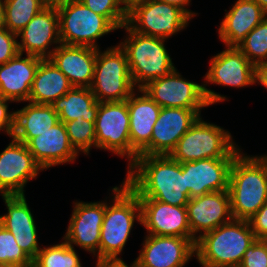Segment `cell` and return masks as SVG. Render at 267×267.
<instances>
[{"instance_id": "cell-1", "label": "cell", "mask_w": 267, "mask_h": 267, "mask_svg": "<svg viewBox=\"0 0 267 267\" xmlns=\"http://www.w3.org/2000/svg\"><path fill=\"white\" fill-rule=\"evenodd\" d=\"M127 169L125 183L139 199L173 206H186L189 202L185 171L169 155L138 156Z\"/></svg>"}, {"instance_id": "cell-2", "label": "cell", "mask_w": 267, "mask_h": 267, "mask_svg": "<svg viewBox=\"0 0 267 267\" xmlns=\"http://www.w3.org/2000/svg\"><path fill=\"white\" fill-rule=\"evenodd\" d=\"M228 191L233 219L249 220L267 201V155L240 152L231 164Z\"/></svg>"}, {"instance_id": "cell-3", "label": "cell", "mask_w": 267, "mask_h": 267, "mask_svg": "<svg viewBox=\"0 0 267 267\" xmlns=\"http://www.w3.org/2000/svg\"><path fill=\"white\" fill-rule=\"evenodd\" d=\"M255 240L249 220L232 219L196 240L195 258L201 267H238Z\"/></svg>"}, {"instance_id": "cell-4", "label": "cell", "mask_w": 267, "mask_h": 267, "mask_svg": "<svg viewBox=\"0 0 267 267\" xmlns=\"http://www.w3.org/2000/svg\"><path fill=\"white\" fill-rule=\"evenodd\" d=\"M111 202L105 200L100 232L99 259L118 258L129 239L135 220L141 224L138 195L123 181L112 188Z\"/></svg>"}, {"instance_id": "cell-5", "label": "cell", "mask_w": 267, "mask_h": 267, "mask_svg": "<svg viewBox=\"0 0 267 267\" xmlns=\"http://www.w3.org/2000/svg\"><path fill=\"white\" fill-rule=\"evenodd\" d=\"M123 28L128 35L118 44L127 56L135 88L142 89L149 82L167 76L176 68L165 47V39L138 34L127 24Z\"/></svg>"}, {"instance_id": "cell-6", "label": "cell", "mask_w": 267, "mask_h": 267, "mask_svg": "<svg viewBox=\"0 0 267 267\" xmlns=\"http://www.w3.org/2000/svg\"><path fill=\"white\" fill-rule=\"evenodd\" d=\"M241 150L228 130L208 123L200 116L180 138L169 156L183 163L210 158H235Z\"/></svg>"}, {"instance_id": "cell-7", "label": "cell", "mask_w": 267, "mask_h": 267, "mask_svg": "<svg viewBox=\"0 0 267 267\" xmlns=\"http://www.w3.org/2000/svg\"><path fill=\"white\" fill-rule=\"evenodd\" d=\"M90 89L98 102L125 101L137 89L131 79L127 56L119 44L103 52L97 49Z\"/></svg>"}, {"instance_id": "cell-8", "label": "cell", "mask_w": 267, "mask_h": 267, "mask_svg": "<svg viewBox=\"0 0 267 267\" xmlns=\"http://www.w3.org/2000/svg\"><path fill=\"white\" fill-rule=\"evenodd\" d=\"M62 44L99 49L97 40L117 30L104 16L98 15L80 0L56 7Z\"/></svg>"}, {"instance_id": "cell-9", "label": "cell", "mask_w": 267, "mask_h": 267, "mask_svg": "<svg viewBox=\"0 0 267 267\" xmlns=\"http://www.w3.org/2000/svg\"><path fill=\"white\" fill-rule=\"evenodd\" d=\"M209 63L210 68L203 82V90L209 106L228 99L207 88V84L233 88L256 84V66L237 47H226L225 50L213 56Z\"/></svg>"}, {"instance_id": "cell-10", "label": "cell", "mask_w": 267, "mask_h": 267, "mask_svg": "<svg viewBox=\"0 0 267 267\" xmlns=\"http://www.w3.org/2000/svg\"><path fill=\"white\" fill-rule=\"evenodd\" d=\"M191 18L179 7L159 1L146 0L129 11L127 25L136 33L168 38L185 29Z\"/></svg>"}, {"instance_id": "cell-11", "label": "cell", "mask_w": 267, "mask_h": 267, "mask_svg": "<svg viewBox=\"0 0 267 267\" xmlns=\"http://www.w3.org/2000/svg\"><path fill=\"white\" fill-rule=\"evenodd\" d=\"M129 110L127 100L99 102L95 121L96 148L110 151L131 165Z\"/></svg>"}, {"instance_id": "cell-12", "label": "cell", "mask_w": 267, "mask_h": 267, "mask_svg": "<svg viewBox=\"0 0 267 267\" xmlns=\"http://www.w3.org/2000/svg\"><path fill=\"white\" fill-rule=\"evenodd\" d=\"M142 89L161 108L204 109L209 106L203 84L188 81L176 68L167 76L149 82Z\"/></svg>"}, {"instance_id": "cell-13", "label": "cell", "mask_w": 267, "mask_h": 267, "mask_svg": "<svg viewBox=\"0 0 267 267\" xmlns=\"http://www.w3.org/2000/svg\"><path fill=\"white\" fill-rule=\"evenodd\" d=\"M0 153L1 196L25 195L27 182L43 169L36 163L26 144L15 138Z\"/></svg>"}, {"instance_id": "cell-14", "label": "cell", "mask_w": 267, "mask_h": 267, "mask_svg": "<svg viewBox=\"0 0 267 267\" xmlns=\"http://www.w3.org/2000/svg\"><path fill=\"white\" fill-rule=\"evenodd\" d=\"M195 243L191 238L147 234L135 259L137 267H185L195 257Z\"/></svg>"}, {"instance_id": "cell-15", "label": "cell", "mask_w": 267, "mask_h": 267, "mask_svg": "<svg viewBox=\"0 0 267 267\" xmlns=\"http://www.w3.org/2000/svg\"><path fill=\"white\" fill-rule=\"evenodd\" d=\"M73 211L63 239L92 253L99 259L100 232L105 213V202H73Z\"/></svg>"}, {"instance_id": "cell-16", "label": "cell", "mask_w": 267, "mask_h": 267, "mask_svg": "<svg viewBox=\"0 0 267 267\" xmlns=\"http://www.w3.org/2000/svg\"><path fill=\"white\" fill-rule=\"evenodd\" d=\"M17 37L20 38L19 53L26 52L28 55L48 59L61 44L57 8L51 6L43 8L17 33ZM51 45H54L52 49Z\"/></svg>"}, {"instance_id": "cell-17", "label": "cell", "mask_w": 267, "mask_h": 267, "mask_svg": "<svg viewBox=\"0 0 267 267\" xmlns=\"http://www.w3.org/2000/svg\"><path fill=\"white\" fill-rule=\"evenodd\" d=\"M127 107L132 164L138 156L151 155L153 126L159 117L161 107L143 89H136L132 93L127 99Z\"/></svg>"}, {"instance_id": "cell-18", "label": "cell", "mask_w": 267, "mask_h": 267, "mask_svg": "<svg viewBox=\"0 0 267 267\" xmlns=\"http://www.w3.org/2000/svg\"><path fill=\"white\" fill-rule=\"evenodd\" d=\"M186 208L191 239L195 242L205 233L213 231L233 219L228 190L190 198Z\"/></svg>"}, {"instance_id": "cell-19", "label": "cell", "mask_w": 267, "mask_h": 267, "mask_svg": "<svg viewBox=\"0 0 267 267\" xmlns=\"http://www.w3.org/2000/svg\"><path fill=\"white\" fill-rule=\"evenodd\" d=\"M141 225L147 234L191 238L186 206H173L154 199H139Z\"/></svg>"}, {"instance_id": "cell-20", "label": "cell", "mask_w": 267, "mask_h": 267, "mask_svg": "<svg viewBox=\"0 0 267 267\" xmlns=\"http://www.w3.org/2000/svg\"><path fill=\"white\" fill-rule=\"evenodd\" d=\"M233 160L234 158H210L181 163L185 171L188 198L228 190Z\"/></svg>"}, {"instance_id": "cell-21", "label": "cell", "mask_w": 267, "mask_h": 267, "mask_svg": "<svg viewBox=\"0 0 267 267\" xmlns=\"http://www.w3.org/2000/svg\"><path fill=\"white\" fill-rule=\"evenodd\" d=\"M202 109L161 108L153 126L151 155H169L180 138L201 116Z\"/></svg>"}, {"instance_id": "cell-22", "label": "cell", "mask_w": 267, "mask_h": 267, "mask_svg": "<svg viewBox=\"0 0 267 267\" xmlns=\"http://www.w3.org/2000/svg\"><path fill=\"white\" fill-rule=\"evenodd\" d=\"M7 213L0 215V224L9 230L22 250L33 260L41 248L37 227L25 195L2 196Z\"/></svg>"}, {"instance_id": "cell-23", "label": "cell", "mask_w": 267, "mask_h": 267, "mask_svg": "<svg viewBox=\"0 0 267 267\" xmlns=\"http://www.w3.org/2000/svg\"><path fill=\"white\" fill-rule=\"evenodd\" d=\"M36 163L43 169L74 162L79 155L71 146L66 126L59 121L27 144Z\"/></svg>"}, {"instance_id": "cell-24", "label": "cell", "mask_w": 267, "mask_h": 267, "mask_svg": "<svg viewBox=\"0 0 267 267\" xmlns=\"http://www.w3.org/2000/svg\"><path fill=\"white\" fill-rule=\"evenodd\" d=\"M96 58V48L61 43L48 59L68 78L73 87L90 88Z\"/></svg>"}, {"instance_id": "cell-25", "label": "cell", "mask_w": 267, "mask_h": 267, "mask_svg": "<svg viewBox=\"0 0 267 267\" xmlns=\"http://www.w3.org/2000/svg\"><path fill=\"white\" fill-rule=\"evenodd\" d=\"M18 53L0 65V96L12 102H29L36 70L43 58Z\"/></svg>"}, {"instance_id": "cell-26", "label": "cell", "mask_w": 267, "mask_h": 267, "mask_svg": "<svg viewBox=\"0 0 267 267\" xmlns=\"http://www.w3.org/2000/svg\"><path fill=\"white\" fill-rule=\"evenodd\" d=\"M218 27L225 47H238L245 37L267 16L254 0H236Z\"/></svg>"}, {"instance_id": "cell-27", "label": "cell", "mask_w": 267, "mask_h": 267, "mask_svg": "<svg viewBox=\"0 0 267 267\" xmlns=\"http://www.w3.org/2000/svg\"><path fill=\"white\" fill-rule=\"evenodd\" d=\"M58 122L59 116L51 105L28 102L23 108L15 111L12 137L27 144Z\"/></svg>"}, {"instance_id": "cell-28", "label": "cell", "mask_w": 267, "mask_h": 267, "mask_svg": "<svg viewBox=\"0 0 267 267\" xmlns=\"http://www.w3.org/2000/svg\"><path fill=\"white\" fill-rule=\"evenodd\" d=\"M72 87L68 78L49 59H43L35 73L29 102L50 105Z\"/></svg>"}, {"instance_id": "cell-29", "label": "cell", "mask_w": 267, "mask_h": 267, "mask_svg": "<svg viewBox=\"0 0 267 267\" xmlns=\"http://www.w3.org/2000/svg\"><path fill=\"white\" fill-rule=\"evenodd\" d=\"M50 105L58 114L59 121L63 123L75 119L95 122L99 108V102L91 89L85 87H72L64 96Z\"/></svg>"}, {"instance_id": "cell-30", "label": "cell", "mask_w": 267, "mask_h": 267, "mask_svg": "<svg viewBox=\"0 0 267 267\" xmlns=\"http://www.w3.org/2000/svg\"><path fill=\"white\" fill-rule=\"evenodd\" d=\"M45 7L44 0H4V27L17 34Z\"/></svg>"}, {"instance_id": "cell-31", "label": "cell", "mask_w": 267, "mask_h": 267, "mask_svg": "<svg viewBox=\"0 0 267 267\" xmlns=\"http://www.w3.org/2000/svg\"><path fill=\"white\" fill-rule=\"evenodd\" d=\"M32 267H82L79 255L64 239L59 244L42 247Z\"/></svg>"}, {"instance_id": "cell-32", "label": "cell", "mask_w": 267, "mask_h": 267, "mask_svg": "<svg viewBox=\"0 0 267 267\" xmlns=\"http://www.w3.org/2000/svg\"><path fill=\"white\" fill-rule=\"evenodd\" d=\"M255 66L267 62V16L237 47Z\"/></svg>"}, {"instance_id": "cell-33", "label": "cell", "mask_w": 267, "mask_h": 267, "mask_svg": "<svg viewBox=\"0 0 267 267\" xmlns=\"http://www.w3.org/2000/svg\"><path fill=\"white\" fill-rule=\"evenodd\" d=\"M64 124L70 144L78 154L88 155L92 147L96 148L95 122L75 119Z\"/></svg>"}, {"instance_id": "cell-34", "label": "cell", "mask_w": 267, "mask_h": 267, "mask_svg": "<svg viewBox=\"0 0 267 267\" xmlns=\"http://www.w3.org/2000/svg\"><path fill=\"white\" fill-rule=\"evenodd\" d=\"M0 263L4 267H32L33 260L19 247L14 235L0 224Z\"/></svg>"}, {"instance_id": "cell-35", "label": "cell", "mask_w": 267, "mask_h": 267, "mask_svg": "<svg viewBox=\"0 0 267 267\" xmlns=\"http://www.w3.org/2000/svg\"><path fill=\"white\" fill-rule=\"evenodd\" d=\"M87 8L104 16L117 30L127 24L128 11L120 0H80Z\"/></svg>"}, {"instance_id": "cell-36", "label": "cell", "mask_w": 267, "mask_h": 267, "mask_svg": "<svg viewBox=\"0 0 267 267\" xmlns=\"http://www.w3.org/2000/svg\"><path fill=\"white\" fill-rule=\"evenodd\" d=\"M238 267H267V239H256L244 253Z\"/></svg>"}, {"instance_id": "cell-37", "label": "cell", "mask_w": 267, "mask_h": 267, "mask_svg": "<svg viewBox=\"0 0 267 267\" xmlns=\"http://www.w3.org/2000/svg\"><path fill=\"white\" fill-rule=\"evenodd\" d=\"M19 53L18 37L4 26L0 28V65L8 62Z\"/></svg>"}, {"instance_id": "cell-38", "label": "cell", "mask_w": 267, "mask_h": 267, "mask_svg": "<svg viewBox=\"0 0 267 267\" xmlns=\"http://www.w3.org/2000/svg\"><path fill=\"white\" fill-rule=\"evenodd\" d=\"M249 223L256 239H267V201L249 219Z\"/></svg>"}, {"instance_id": "cell-39", "label": "cell", "mask_w": 267, "mask_h": 267, "mask_svg": "<svg viewBox=\"0 0 267 267\" xmlns=\"http://www.w3.org/2000/svg\"><path fill=\"white\" fill-rule=\"evenodd\" d=\"M12 101L0 96V131H4L9 137H12L14 130L15 111L8 110V103Z\"/></svg>"}, {"instance_id": "cell-40", "label": "cell", "mask_w": 267, "mask_h": 267, "mask_svg": "<svg viewBox=\"0 0 267 267\" xmlns=\"http://www.w3.org/2000/svg\"><path fill=\"white\" fill-rule=\"evenodd\" d=\"M96 267H137L136 261L128 265L122 260V258H101L97 259Z\"/></svg>"}, {"instance_id": "cell-41", "label": "cell", "mask_w": 267, "mask_h": 267, "mask_svg": "<svg viewBox=\"0 0 267 267\" xmlns=\"http://www.w3.org/2000/svg\"><path fill=\"white\" fill-rule=\"evenodd\" d=\"M159 1L181 8L191 19H193L194 16L198 14L187 8L188 6H190L191 0H159Z\"/></svg>"}, {"instance_id": "cell-42", "label": "cell", "mask_w": 267, "mask_h": 267, "mask_svg": "<svg viewBox=\"0 0 267 267\" xmlns=\"http://www.w3.org/2000/svg\"><path fill=\"white\" fill-rule=\"evenodd\" d=\"M256 83L267 89V62L256 66Z\"/></svg>"}, {"instance_id": "cell-43", "label": "cell", "mask_w": 267, "mask_h": 267, "mask_svg": "<svg viewBox=\"0 0 267 267\" xmlns=\"http://www.w3.org/2000/svg\"><path fill=\"white\" fill-rule=\"evenodd\" d=\"M74 0H44L46 6L58 7L62 4L69 3Z\"/></svg>"}, {"instance_id": "cell-44", "label": "cell", "mask_w": 267, "mask_h": 267, "mask_svg": "<svg viewBox=\"0 0 267 267\" xmlns=\"http://www.w3.org/2000/svg\"><path fill=\"white\" fill-rule=\"evenodd\" d=\"M146 0H120L124 8L129 11L135 4L144 2Z\"/></svg>"}, {"instance_id": "cell-45", "label": "cell", "mask_w": 267, "mask_h": 267, "mask_svg": "<svg viewBox=\"0 0 267 267\" xmlns=\"http://www.w3.org/2000/svg\"><path fill=\"white\" fill-rule=\"evenodd\" d=\"M4 26V0H0V28Z\"/></svg>"}, {"instance_id": "cell-46", "label": "cell", "mask_w": 267, "mask_h": 267, "mask_svg": "<svg viewBox=\"0 0 267 267\" xmlns=\"http://www.w3.org/2000/svg\"><path fill=\"white\" fill-rule=\"evenodd\" d=\"M267 13V0H254Z\"/></svg>"}]
</instances>
